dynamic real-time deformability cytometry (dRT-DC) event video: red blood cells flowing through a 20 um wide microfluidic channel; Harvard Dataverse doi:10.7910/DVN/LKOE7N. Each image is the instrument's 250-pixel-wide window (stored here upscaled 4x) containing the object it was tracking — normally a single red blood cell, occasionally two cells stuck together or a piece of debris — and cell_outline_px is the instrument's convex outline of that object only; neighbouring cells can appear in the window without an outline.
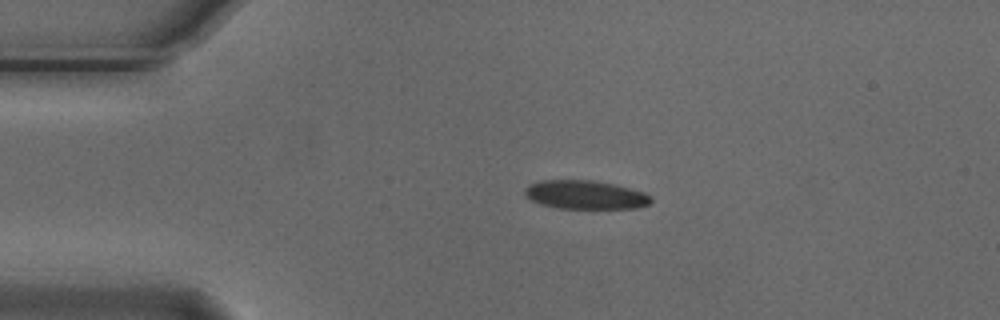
{"species": "Egyptian fruit bat (a non-hibernating species)", "species_latin": "Rousettus aegyptiacus", "temperature_condition": "cold", "stored_images_in_passage": 4, "camera_frame_rate_fps": 3000, "um_per_image_px": 0.085, "animal": {"sex": "male"}, "frame": {"image": 1, "passage_image": 3, "time_ms": 0.667, "image_size_px": [1000, 320], "cell_outline_px": [[652, 204], [640, 208], [556, 208], [540, 204], [524, 196], [524, 188], [528, 184], [540, 180], [592, 180], [616, 184], [644, 192], [652, 200]], "centroid_in_image_um": [49.73, 16.55], "position_along_channel_um": 35.3, "area_um2": 21.33}}